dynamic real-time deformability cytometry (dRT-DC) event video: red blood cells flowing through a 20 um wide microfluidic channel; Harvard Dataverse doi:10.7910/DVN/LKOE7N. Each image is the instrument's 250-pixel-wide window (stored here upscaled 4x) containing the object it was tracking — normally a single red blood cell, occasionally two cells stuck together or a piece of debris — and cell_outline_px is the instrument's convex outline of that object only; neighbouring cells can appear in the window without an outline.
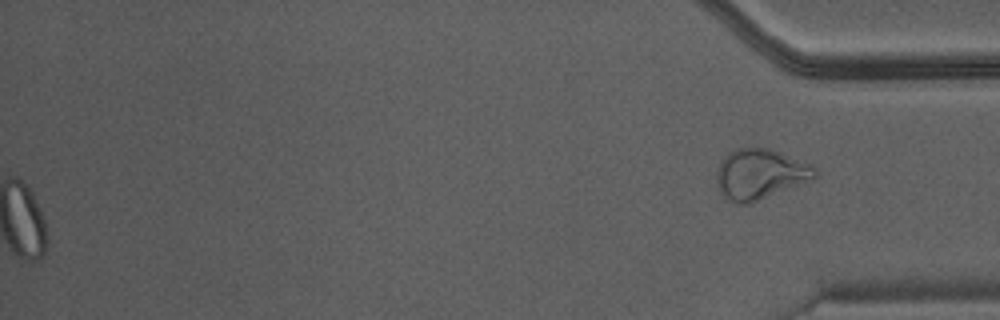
{"species": "Egyptian fruit bat (a non-hibernating species)", "species_latin": "Rousettus aegyptiacus", "temperature_condition": "warm", "stored_images_in_passage": 47, "segment_of_instrument_passage": [2, 2], "camera_frame_rate_fps": 3000, "um_per_image_px": 0.085, "animal": {"sex": "male"}, "frame": {"image": 1, "passage_image": 47, "time_ms": 15.333, "image_size_px": [1000, 320], "cell_outline_px": [[816, 176], [812, 180], [748, 204], [736, 204], [728, 200], [720, 192], [716, 180], [716, 172], [724, 156], [732, 148], [756, 144], [812, 164], [816, 168]], "centroid_in_image_um": [64.57, 14.76], "position_along_channel_um": 370.6, "area_um2": 29.3}}